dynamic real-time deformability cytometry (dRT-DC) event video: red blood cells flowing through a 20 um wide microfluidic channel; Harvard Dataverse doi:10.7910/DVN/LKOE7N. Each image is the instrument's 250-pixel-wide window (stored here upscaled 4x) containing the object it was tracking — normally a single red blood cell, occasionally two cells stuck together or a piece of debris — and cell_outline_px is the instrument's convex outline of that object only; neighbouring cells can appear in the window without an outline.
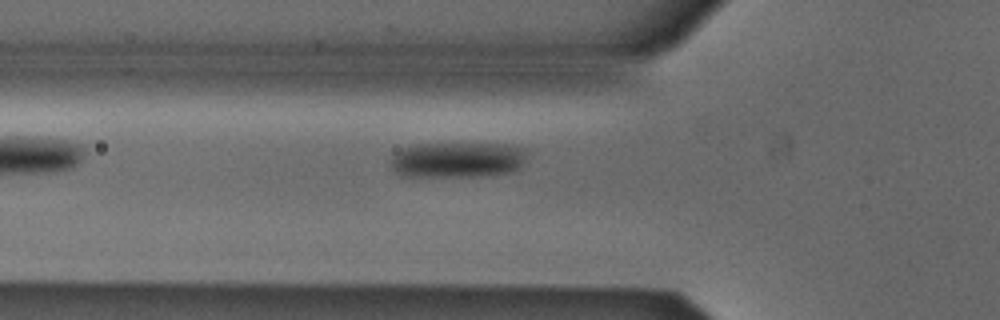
{"species": "Egyptian fruit bat (a non-hibernating species)", "species_latin": "Rousettus aegyptiacus", "temperature_condition": "cold", "stored_images_in_passage": 5, "camera_frame_rate_fps": 3000, "um_per_image_px": 0.085, "animal": {"sex": "male"}, "frame": {"image": 1, "passage_image": 5, "time_ms": 1.333, "image_size_px": [1000, 320], "cell_outline_px": [[528, 148], [524, 160], [520, 168], [512, 172], [472, 176], [400, 176], [392, 172], [388, 164], [392, 156], [400, 148], [416, 144], [508, 144]], "centroid_in_image_um": [38.84, 13.58], "position_along_channel_um": 87.0, "area_um2": 28.67}}